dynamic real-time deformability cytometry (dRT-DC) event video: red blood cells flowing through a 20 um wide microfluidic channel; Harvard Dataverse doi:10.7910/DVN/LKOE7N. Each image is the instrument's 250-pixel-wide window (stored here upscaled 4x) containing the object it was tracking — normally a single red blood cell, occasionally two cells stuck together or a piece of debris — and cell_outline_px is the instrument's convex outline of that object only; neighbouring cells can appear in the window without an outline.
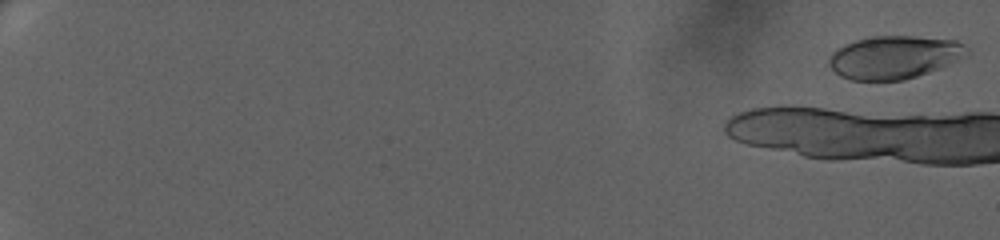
{"species": "human", "species_latin": "Homo sapiens", "temperature_condition": "warm", "stored_images_in_passage": 21, "camera_frame_rate_fps": 3000, "um_per_image_px": 0.085, "donor": {"sex": "female"}, "frame": {"image": 1, "passage_image": 1, "time_ms": 0.0, "image_size_px": [1000, 240], "cell_outline_px": [[972, 52], [968, 56], [940, 68], [904, 80], [852, 80], [840, 76], [828, 64], [828, 56], [836, 48], [844, 44], [856, 40], [872, 36], [912, 36], [956, 40], [964, 44]], "centroid_in_image_um": [76.03, 4.85], "position_along_channel_um": 9.0, "area_um2": 34.85}}